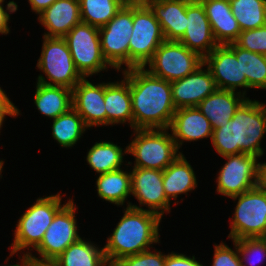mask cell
Here are the masks:
<instances>
[{
	"instance_id": "cell-1",
	"label": "cell",
	"mask_w": 266,
	"mask_h": 266,
	"mask_svg": "<svg viewBox=\"0 0 266 266\" xmlns=\"http://www.w3.org/2000/svg\"><path fill=\"white\" fill-rule=\"evenodd\" d=\"M132 100L133 129H169L176 111L171 82L151 75L145 67L125 69Z\"/></svg>"
},
{
	"instance_id": "cell-2",
	"label": "cell",
	"mask_w": 266,
	"mask_h": 266,
	"mask_svg": "<svg viewBox=\"0 0 266 266\" xmlns=\"http://www.w3.org/2000/svg\"><path fill=\"white\" fill-rule=\"evenodd\" d=\"M266 133V105L246 99L224 126L214 128L211 141L219 155L250 154L261 157Z\"/></svg>"
},
{
	"instance_id": "cell-3",
	"label": "cell",
	"mask_w": 266,
	"mask_h": 266,
	"mask_svg": "<svg viewBox=\"0 0 266 266\" xmlns=\"http://www.w3.org/2000/svg\"><path fill=\"white\" fill-rule=\"evenodd\" d=\"M124 213L103 247L107 262H117L123 257L149 250L153 243H159L162 218L158 214L130 202Z\"/></svg>"
},
{
	"instance_id": "cell-4",
	"label": "cell",
	"mask_w": 266,
	"mask_h": 266,
	"mask_svg": "<svg viewBox=\"0 0 266 266\" xmlns=\"http://www.w3.org/2000/svg\"><path fill=\"white\" fill-rule=\"evenodd\" d=\"M168 129H135V138L124 153L135 157L136 168L164 170L180 154Z\"/></svg>"
},
{
	"instance_id": "cell-5",
	"label": "cell",
	"mask_w": 266,
	"mask_h": 266,
	"mask_svg": "<svg viewBox=\"0 0 266 266\" xmlns=\"http://www.w3.org/2000/svg\"><path fill=\"white\" fill-rule=\"evenodd\" d=\"M231 198L238 202L228 237L232 240L266 237V181Z\"/></svg>"
},
{
	"instance_id": "cell-6",
	"label": "cell",
	"mask_w": 266,
	"mask_h": 266,
	"mask_svg": "<svg viewBox=\"0 0 266 266\" xmlns=\"http://www.w3.org/2000/svg\"><path fill=\"white\" fill-rule=\"evenodd\" d=\"M62 207L60 193L38 198L17 222L10 256L22 249H30V247L35 249L41 243L54 216Z\"/></svg>"
},
{
	"instance_id": "cell-7",
	"label": "cell",
	"mask_w": 266,
	"mask_h": 266,
	"mask_svg": "<svg viewBox=\"0 0 266 266\" xmlns=\"http://www.w3.org/2000/svg\"><path fill=\"white\" fill-rule=\"evenodd\" d=\"M41 56L37 67L47 76H38V83L46 85L64 86L71 90L84 77L77 70L64 38L44 36Z\"/></svg>"
},
{
	"instance_id": "cell-8",
	"label": "cell",
	"mask_w": 266,
	"mask_h": 266,
	"mask_svg": "<svg viewBox=\"0 0 266 266\" xmlns=\"http://www.w3.org/2000/svg\"><path fill=\"white\" fill-rule=\"evenodd\" d=\"M165 41L161 26L148 6L133 2V30L129 42V68L145 67Z\"/></svg>"
},
{
	"instance_id": "cell-9",
	"label": "cell",
	"mask_w": 266,
	"mask_h": 266,
	"mask_svg": "<svg viewBox=\"0 0 266 266\" xmlns=\"http://www.w3.org/2000/svg\"><path fill=\"white\" fill-rule=\"evenodd\" d=\"M223 157L228 161L217 177L218 193L231 198L247 192L265 180V162L258 163L259 157L244 153Z\"/></svg>"
},
{
	"instance_id": "cell-10",
	"label": "cell",
	"mask_w": 266,
	"mask_h": 266,
	"mask_svg": "<svg viewBox=\"0 0 266 266\" xmlns=\"http://www.w3.org/2000/svg\"><path fill=\"white\" fill-rule=\"evenodd\" d=\"M75 210L76 206L73 200L70 199L66 204H63V207L56 213L41 243L35 248L41 256V259L27 252L37 266L51 264L72 243L81 238L77 231L78 227L75 219Z\"/></svg>"
},
{
	"instance_id": "cell-11",
	"label": "cell",
	"mask_w": 266,
	"mask_h": 266,
	"mask_svg": "<svg viewBox=\"0 0 266 266\" xmlns=\"http://www.w3.org/2000/svg\"><path fill=\"white\" fill-rule=\"evenodd\" d=\"M147 64L151 75L173 82L195 72L204 64V58L179 41L165 40Z\"/></svg>"
},
{
	"instance_id": "cell-12",
	"label": "cell",
	"mask_w": 266,
	"mask_h": 266,
	"mask_svg": "<svg viewBox=\"0 0 266 266\" xmlns=\"http://www.w3.org/2000/svg\"><path fill=\"white\" fill-rule=\"evenodd\" d=\"M133 30V2H126L117 14L99 28L101 51L109 67L129 69V42ZM102 37V38H101Z\"/></svg>"
},
{
	"instance_id": "cell-13",
	"label": "cell",
	"mask_w": 266,
	"mask_h": 266,
	"mask_svg": "<svg viewBox=\"0 0 266 266\" xmlns=\"http://www.w3.org/2000/svg\"><path fill=\"white\" fill-rule=\"evenodd\" d=\"M79 73L92 76L107 69V61L101 51L99 28L80 22L64 37Z\"/></svg>"
},
{
	"instance_id": "cell-14",
	"label": "cell",
	"mask_w": 266,
	"mask_h": 266,
	"mask_svg": "<svg viewBox=\"0 0 266 266\" xmlns=\"http://www.w3.org/2000/svg\"><path fill=\"white\" fill-rule=\"evenodd\" d=\"M204 64L210 69L217 89L247 88L246 76H242L241 48L235 43L218 45L204 58Z\"/></svg>"
},
{
	"instance_id": "cell-15",
	"label": "cell",
	"mask_w": 266,
	"mask_h": 266,
	"mask_svg": "<svg viewBox=\"0 0 266 266\" xmlns=\"http://www.w3.org/2000/svg\"><path fill=\"white\" fill-rule=\"evenodd\" d=\"M131 173V194L140 205H147L148 211L158 214L170 212V201L166 198L163 187V171L133 167Z\"/></svg>"
},
{
	"instance_id": "cell-16",
	"label": "cell",
	"mask_w": 266,
	"mask_h": 266,
	"mask_svg": "<svg viewBox=\"0 0 266 266\" xmlns=\"http://www.w3.org/2000/svg\"><path fill=\"white\" fill-rule=\"evenodd\" d=\"M178 41L203 58L218 46L202 3L187 4L186 30Z\"/></svg>"
},
{
	"instance_id": "cell-17",
	"label": "cell",
	"mask_w": 266,
	"mask_h": 266,
	"mask_svg": "<svg viewBox=\"0 0 266 266\" xmlns=\"http://www.w3.org/2000/svg\"><path fill=\"white\" fill-rule=\"evenodd\" d=\"M201 65L195 72L171 82L172 100L175 108L196 107L216 89L210 69L202 70Z\"/></svg>"
},
{
	"instance_id": "cell-18",
	"label": "cell",
	"mask_w": 266,
	"mask_h": 266,
	"mask_svg": "<svg viewBox=\"0 0 266 266\" xmlns=\"http://www.w3.org/2000/svg\"><path fill=\"white\" fill-rule=\"evenodd\" d=\"M72 108L87 127L106 125L104 83L94 85L83 78L72 89Z\"/></svg>"
},
{
	"instance_id": "cell-19",
	"label": "cell",
	"mask_w": 266,
	"mask_h": 266,
	"mask_svg": "<svg viewBox=\"0 0 266 266\" xmlns=\"http://www.w3.org/2000/svg\"><path fill=\"white\" fill-rule=\"evenodd\" d=\"M169 129L178 149L183 140L191 142L212 137L213 132L210 121L197 107L176 109Z\"/></svg>"
},
{
	"instance_id": "cell-20",
	"label": "cell",
	"mask_w": 266,
	"mask_h": 266,
	"mask_svg": "<svg viewBox=\"0 0 266 266\" xmlns=\"http://www.w3.org/2000/svg\"><path fill=\"white\" fill-rule=\"evenodd\" d=\"M38 20L48 30L45 37L63 38L81 22L79 0H56L39 14Z\"/></svg>"
},
{
	"instance_id": "cell-21",
	"label": "cell",
	"mask_w": 266,
	"mask_h": 266,
	"mask_svg": "<svg viewBox=\"0 0 266 266\" xmlns=\"http://www.w3.org/2000/svg\"><path fill=\"white\" fill-rule=\"evenodd\" d=\"M245 93L243 91L241 95V91L216 89L196 107L210 121L213 129L218 128L232 119L236 110L247 99Z\"/></svg>"
},
{
	"instance_id": "cell-22",
	"label": "cell",
	"mask_w": 266,
	"mask_h": 266,
	"mask_svg": "<svg viewBox=\"0 0 266 266\" xmlns=\"http://www.w3.org/2000/svg\"><path fill=\"white\" fill-rule=\"evenodd\" d=\"M191 0H166L148 5L166 41H178L186 30L187 4Z\"/></svg>"
},
{
	"instance_id": "cell-23",
	"label": "cell",
	"mask_w": 266,
	"mask_h": 266,
	"mask_svg": "<svg viewBox=\"0 0 266 266\" xmlns=\"http://www.w3.org/2000/svg\"><path fill=\"white\" fill-rule=\"evenodd\" d=\"M202 5L218 45L234 43L241 30L232 14L230 2L228 0L205 1Z\"/></svg>"
},
{
	"instance_id": "cell-24",
	"label": "cell",
	"mask_w": 266,
	"mask_h": 266,
	"mask_svg": "<svg viewBox=\"0 0 266 266\" xmlns=\"http://www.w3.org/2000/svg\"><path fill=\"white\" fill-rule=\"evenodd\" d=\"M104 103L106 125L128 121L133 129L132 100L129 81L125 77L121 82L104 83Z\"/></svg>"
},
{
	"instance_id": "cell-25",
	"label": "cell",
	"mask_w": 266,
	"mask_h": 266,
	"mask_svg": "<svg viewBox=\"0 0 266 266\" xmlns=\"http://www.w3.org/2000/svg\"><path fill=\"white\" fill-rule=\"evenodd\" d=\"M34 103L38 110L53 120L72 108V90L64 86L38 83Z\"/></svg>"
},
{
	"instance_id": "cell-26",
	"label": "cell",
	"mask_w": 266,
	"mask_h": 266,
	"mask_svg": "<svg viewBox=\"0 0 266 266\" xmlns=\"http://www.w3.org/2000/svg\"><path fill=\"white\" fill-rule=\"evenodd\" d=\"M163 187L169 201L197 187L194 171L182 153L163 170Z\"/></svg>"
},
{
	"instance_id": "cell-27",
	"label": "cell",
	"mask_w": 266,
	"mask_h": 266,
	"mask_svg": "<svg viewBox=\"0 0 266 266\" xmlns=\"http://www.w3.org/2000/svg\"><path fill=\"white\" fill-rule=\"evenodd\" d=\"M91 244L81 238L72 243L63 253L57 257L52 266H104L107 259L104 249Z\"/></svg>"
},
{
	"instance_id": "cell-28",
	"label": "cell",
	"mask_w": 266,
	"mask_h": 266,
	"mask_svg": "<svg viewBox=\"0 0 266 266\" xmlns=\"http://www.w3.org/2000/svg\"><path fill=\"white\" fill-rule=\"evenodd\" d=\"M96 185L100 198L118 206L123 205L131 194V173L119 169L101 174Z\"/></svg>"
},
{
	"instance_id": "cell-29",
	"label": "cell",
	"mask_w": 266,
	"mask_h": 266,
	"mask_svg": "<svg viewBox=\"0 0 266 266\" xmlns=\"http://www.w3.org/2000/svg\"><path fill=\"white\" fill-rule=\"evenodd\" d=\"M123 150L112 142H96L87 154V163L99 175L121 169Z\"/></svg>"
},
{
	"instance_id": "cell-30",
	"label": "cell",
	"mask_w": 266,
	"mask_h": 266,
	"mask_svg": "<svg viewBox=\"0 0 266 266\" xmlns=\"http://www.w3.org/2000/svg\"><path fill=\"white\" fill-rule=\"evenodd\" d=\"M88 127L83 118L71 108L53 120L52 135L62 147H72Z\"/></svg>"
},
{
	"instance_id": "cell-31",
	"label": "cell",
	"mask_w": 266,
	"mask_h": 266,
	"mask_svg": "<svg viewBox=\"0 0 266 266\" xmlns=\"http://www.w3.org/2000/svg\"><path fill=\"white\" fill-rule=\"evenodd\" d=\"M241 31L266 25V0H229Z\"/></svg>"
},
{
	"instance_id": "cell-32",
	"label": "cell",
	"mask_w": 266,
	"mask_h": 266,
	"mask_svg": "<svg viewBox=\"0 0 266 266\" xmlns=\"http://www.w3.org/2000/svg\"><path fill=\"white\" fill-rule=\"evenodd\" d=\"M125 3V0H79L81 22L100 28L106 25Z\"/></svg>"
},
{
	"instance_id": "cell-33",
	"label": "cell",
	"mask_w": 266,
	"mask_h": 266,
	"mask_svg": "<svg viewBox=\"0 0 266 266\" xmlns=\"http://www.w3.org/2000/svg\"><path fill=\"white\" fill-rule=\"evenodd\" d=\"M242 76H246L247 88L266 90V56L241 48Z\"/></svg>"
},
{
	"instance_id": "cell-34",
	"label": "cell",
	"mask_w": 266,
	"mask_h": 266,
	"mask_svg": "<svg viewBox=\"0 0 266 266\" xmlns=\"http://www.w3.org/2000/svg\"><path fill=\"white\" fill-rule=\"evenodd\" d=\"M236 246L242 266H247L243 264L245 261L250 266H254L256 262H261L266 255V237L236 239ZM250 255L256 258L251 259L252 257Z\"/></svg>"
},
{
	"instance_id": "cell-35",
	"label": "cell",
	"mask_w": 266,
	"mask_h": 266,
	"mask_svg": "<svg viewBox=\"0 0 266 266\" xmlns=\"http://www.w3.org/2000/svg\"><path fill=\"white\" fill-rule=\"evenodd\" d=\"M234 43L240 48L266 56V25L241 31Z\"/></svg>"
},
{
	"instance_id": "cell-36",
	"label": "cell",
	"mask_w": 266,
	"mask_h": 266,
	"mask_svg": "<svg viewBox=\"0 0 266 266\" xmlns=\"http://www.w3.org/2000/svg\"><path fill=\"white\" fill-rule=\"evenodd\" d=\"M166 255L161 251L155 253L150 250L143 251L135 255H129L119 259L118 266H164Z\"/></svg>"
},
{
	"instance_id": "cell-37",
	"label": "cell",
	"mask_w": 266,
	"mask_h": 266,
	"mask_svg": "<svg viewBox=\"0 0 266 266\" xmlns=\"http://www.w3.org/2000/svg\"><path fill=\"white\" fill-rule=\"evenodd\" d=\"M233 242L235 244V251L224 243L215 245L212 266H242L238 255L236 240H233Z\"/></svg>"
},
{
	"instance_id": "cell-38",
	"label": "cell",
	"mask_w": 266,
	"mask_h": 266,
	"mask_svg": "<svg viewBox=\"0 0 266 266\" xmlns=\"http://www.w3.org/2000/svg\"><path fill=\"white\" fill-rule=\"evenodd\" d=\"M164 266H203L200 264L197 260H195V257L192 256V258L187 257L184 254H177V253H169L166 255V260L164 263Z\"/></svg>"
},
{
	"instance_id": "cell-39",
	"label": "cell",
	"mask_w": 266,
	"mask_h": 266,
	"mask_svg": "<svg viewBox=\"0 0 266 266\" xmlns=\"http://www.w3.org/2000/svg\"><path fill=\"white\" fill-rule=\"evenodd\" d=\"M13 116L19 115V110L14 104L9 100L5 91H0V129L2 127V123L5 119V116Z\"/></svg>"
},
{
	"instance_id": "cell-40",
	"label": "cell",
	"mask_w": 266,
	"mask_h": 266,
	"mask_svg": "<svg viewBox=\"0 0 266 266\" xmlns=\"http://www.w3.org/2000/svg\"><path fill=\"white\" fill-rule=\"evenodd\" d=\"M31 9L37 13L40 14L43 10L50 7L56 0H28Z\"/></svg>"
},
{
	"instance_id": "cell-41",
	"label": "cell",
	"mask_w": 266,
	"mask_h": 266,
	"mask_svg": "<svg viewBox=\"0 0 266 266\" xmlns=\"http://www.w3.org/2000/svg\"><path fill=\"white\" fill-rule=\"evenodd\" d=\"M10 19L9 13L4 10L3 5L0 4V33L1 34H8L10 29L8 27V22Z\"/></svg>"
},
{
	"instance_id": "cell-42",
	"label": "cell",
	"mask_w": 266,
	"mask_h": 266,
	"mask_svg": "<svg viewBox=\"0 0 266 266\" xmlns=\"http://www.w3.org/2000/svg\"><path fill=\"white\" fill-rule=\"evenodd\" d=\"M24 256H22V259H21V264L22 265H19V264H15V265H10V266H37L35 264V262L30 258V256L28 255V253H25L23 254ZM6 266V265H5ZM9 266V265H8Z\"/></svg>"
},
{
	"instance_id": "cell-43",
	"label": "cell",
	"mask_w": 266,
	"mask_h": 266,
	"mask_svg": "<svg viewBox=\"0 0 266 266\" xmlns=\"http://www.w3.org/2000/svg\"><path fill=\"white\" fill-rule=\"evenodd\" d=\"M161 1H166V0H136L137 3L144 5V6H148L150 3H153V2H161Z\"/></svg>"
},
{
	"instance_id": "cell-44",
	"label": "cell",
	"mask_w": 266,
	"mask_h": 266,
	"mask_svg": "<svg viewBox=\"0 0 266 266\" xmlns=\"http://www.w3.org/2000/svg\"><path fill=\"white\" fill-rule=\"evenodd\" d=\"M192 2H196V3H203L205 1H215V0H191ZM229 1V0H228Z\"/></svg>"
},
{
	"instance_id": "cell-45",
	"label": "cell",
	"mask_w": 266,
	"mask_h": 266,
	"mask_svg": "<svg viewBox=\"0 0 266 266\" xmlns=\"http://www.w3.org/2000/svg\"><path fill=\"white\" fill-rule=\"evenodd\" d=\"M118 266V264L116 262H107L104 266Z\"/></svg>"
},
{
	"instance_id": "cell-46",
	"label": "cell",
	"mask_w": 266,
	"mask_h": 266,
	"mask_svg": "<svg viewBox=\"0 0 266 266\" xmlns=\"http://www.w3.org/2000/svg\"><path fill=\"white\" fill-rule=\"evenodd\" d=\"M3 164H4V162L1 160L0 161V175H1V172H2Z\"/></svg>"
},
{
	"instance_id": "cell-47",
	"label": "cell",
	"mask_w": 266,
	"mask_h": 266,
	"mask_svg": "<svg viewBox=\"0 0 266 266\" xmlns=\"http://www.w3.org/2000/svg\"><path fill=\"white\" fill-rule=\"evenodd\" d=\"M126 2H136V0H125Z\"/></svg>"
},
{
	"instance_id": "cell-48",
	"label": "cell",
	"mask_w": 266,
	"mask_h": 266,
	"mask_svg": "<svg viewBox=\"0 0 266 266\" xmlns=\"http://www.w3.org/2000/svg\"><path fill=\"white\" fill-rule=\"evenodd\" d=\"M265 181H266V163H265Z\"/></svg>"
}]
</instances>
